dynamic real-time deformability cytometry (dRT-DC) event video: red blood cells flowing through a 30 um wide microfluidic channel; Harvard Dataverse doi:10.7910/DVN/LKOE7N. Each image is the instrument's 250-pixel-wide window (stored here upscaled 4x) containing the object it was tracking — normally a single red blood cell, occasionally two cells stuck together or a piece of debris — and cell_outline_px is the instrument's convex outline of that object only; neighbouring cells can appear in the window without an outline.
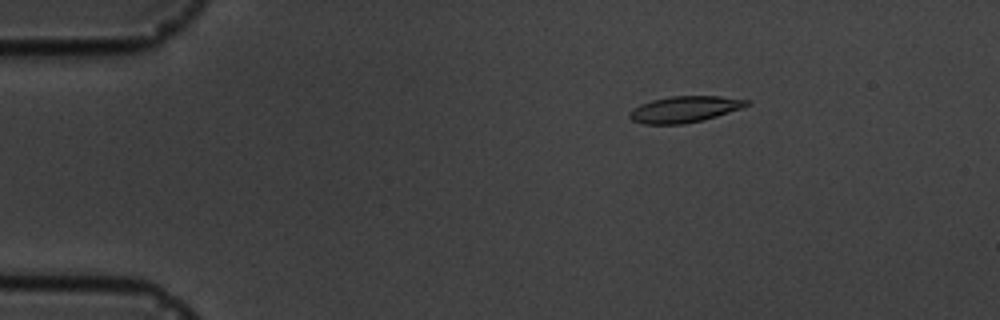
{"species": "common noctule bat (a hibernating species)", "species_latin": "Nyctalus noctula", "temperature_condition": "cold", "stored_images_in_passage": 4, "camera_frame_rate_fps": 3000, "um_per_image_px": 0.085, "animal": {"sex": "male", "body_mass_g": 19.5, "forearm_length_mm": 54.6}, "frame": {"image": 1, "passage_image": 3, "time_ms": 2.333, "image_size_px": [1000, 320], "cell_outline_px": [[752, 100], [748, 104], [740, 108], [704, 120], [684, 124], [644, 124], [632, 120], [628, 116], [632, 108], [640, 104], [652, 100], [672, 96], [720, 96]], "centroid_in_image_um": [58.17, 9.29], "position_along_channel_um": 26.8, "area_um2": 17.86}}